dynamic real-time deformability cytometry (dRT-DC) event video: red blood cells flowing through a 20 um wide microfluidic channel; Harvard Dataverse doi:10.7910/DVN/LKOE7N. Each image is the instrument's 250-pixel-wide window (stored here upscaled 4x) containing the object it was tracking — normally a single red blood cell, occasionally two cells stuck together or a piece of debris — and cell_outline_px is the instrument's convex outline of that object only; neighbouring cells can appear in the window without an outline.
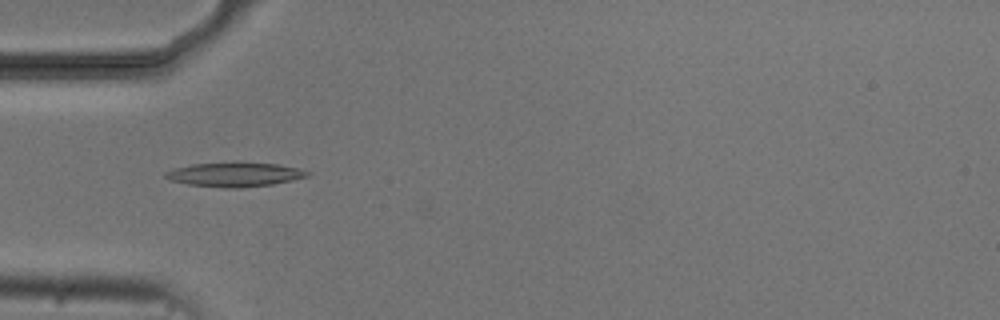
{"species": "common noctule bat (a hibernating species)", "species_latin": "Nyctalus noctula", "temperature_condition": "cold", "stored_images_in_passage": 6, "camera_frame_rate_fps": 3000, "um_per_image_px": 0.085, "animal": {"sex": "male", "body_mass_g": 20.5, "forearm_length_mm": 52.5}, "frame": {"image": 1, "passage_image": 2, "time_ms": 1.333, "image_size_px": [1000, 320], "cell_outline_px": [[312, 176], [272, 184], [240, 188], [224, 188], [188, 184], [172, 180], [164, 176], [164, 172], [172, 168], [192, 164], [236, 160], [276, 164], [300, 168], [312, 172]], "centroid_in_image_um": [19.99, 14.8], "position_along_channel_um": 65.0, "area_um2": 20.81}}
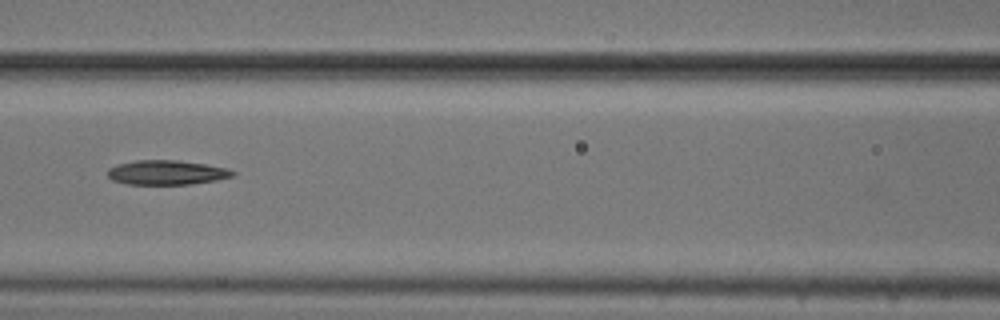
{"frame": {"image": 2, "passage_image": 4, "time_ms": 3.667, "image_size_px": [1000, 320], "cell_outline_px": [[236, 176], [216, 180], [192, 184], [128, 184], [112, 180], [108, 176], [108, 168], [116, 164], [136, 160], [180, 160], [228, 168], [236, 172]], "centroid_in_image_um": [14.19, 14.66], "position_along_channel_um": 152.4, "area_um2": 17.98}}
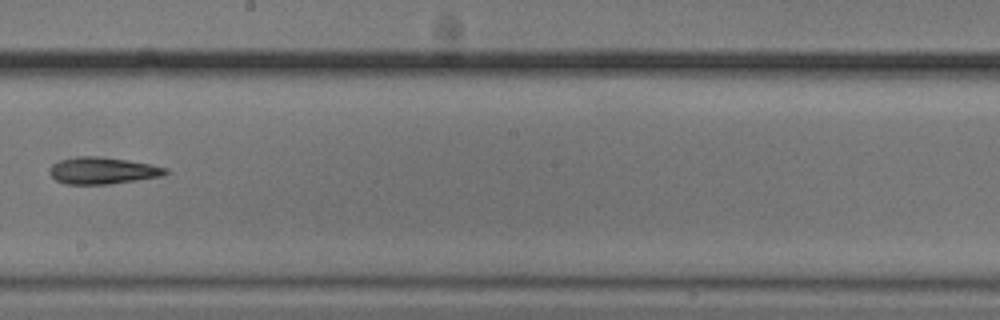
{"frame": {"image": 3, "passage_image": 6, "time_ms": 6.0, "image_size_px": [1000, 320], "cell_outline_px": [[168, 172], [160, 176], [136, 180], [108, 184], [64, 184], [56, 180], [48, 172], [48, 168], [52, 164], [60, 160], [76, 156], [100, 156], [128, 160], [168, 168]], "centroid_in_image_um": [8.66, 14.49], "position_along_channel_um": 239.5, "area_um2": 18.09}}